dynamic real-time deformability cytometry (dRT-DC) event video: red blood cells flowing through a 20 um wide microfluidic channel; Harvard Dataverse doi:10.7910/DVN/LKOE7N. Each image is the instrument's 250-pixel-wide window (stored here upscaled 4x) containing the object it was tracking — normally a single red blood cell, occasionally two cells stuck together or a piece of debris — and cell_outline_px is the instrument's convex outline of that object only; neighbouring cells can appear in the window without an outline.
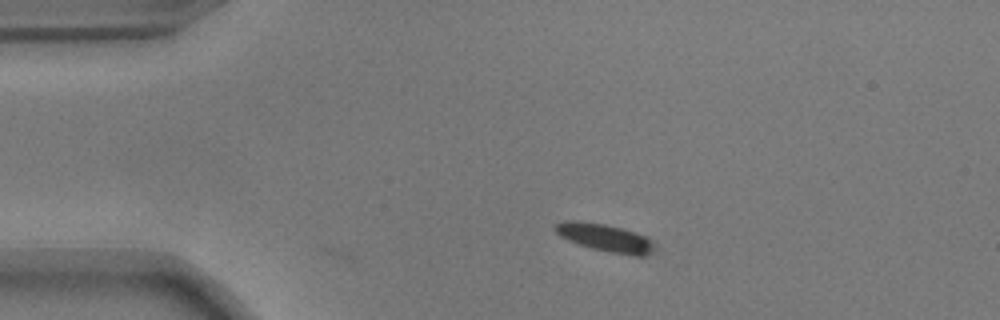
{"species": "common noctule bat (a hibernating species)", "species_latin": "Nyctalus noctula", "temperature_condition": "warm", "stored_images_in_passage": 45, "camera_frame_rate_fps": 3000, "um_per_image_px": 0.085, "animal": {"sex": "male", "body_mass_g": 17.9}, "frame": {"image": 1, "passage_image": 1, "time_ms": 0.0, "image_size_px": [1000, 320], "cell_outline_px": [[656, 252], [644, 256], [636, 256], [612, 252], [592, 248], [568, 240], [560, 236], [556, 232], [556, 224], [564, 220], [568, 220], [604, 224], [620, 228], [648, 236], [656, 244]], "centroid_in_image_um": [51.54, 20.22], "position_along_channel_um": 33.5, "area_um2": 15.95}}
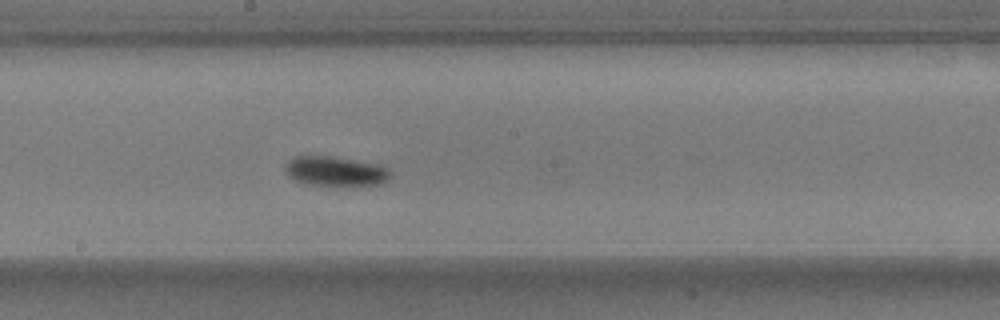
{"frame": {"image": 2, "passage_image": 20, "time_ms": 6.333, "image_size_px": [1000, 320], "cell_outline_px": [[392, 176], [388, 180], [380, 184], [308, 184], [296, 180], [284, 172], [284, 164], [288, 160], [296, 156], [332, 156], [384, 164], [392, 172]], "centroid_in_image_um": [28.55, 14.51], "position_along_channel_um": 219.6, "area_um2": 18.21}}
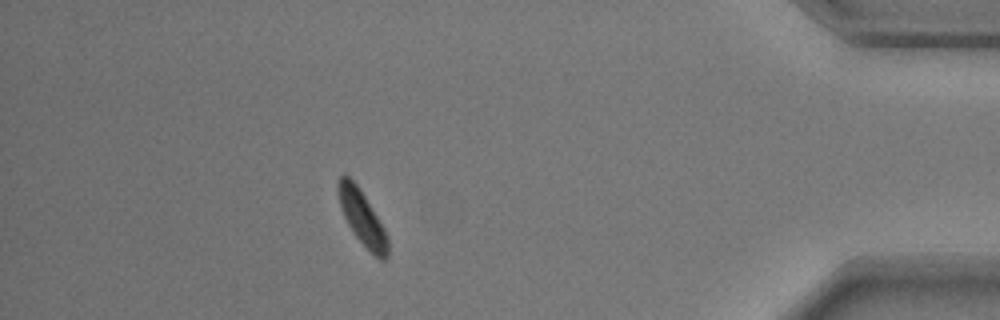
{"frame": {"image": 3, "passage_image": 39, "time_ms": 12.667, "image_size_px": [1000, 320], "cell_outline_px": [[388, 260], [380, 260], [356, 236], [348, 224], [340, 208], [336, 192], [336, 180], [344, 172], [360, 188], [384, 228], [388, 236]], "centroid_in_image_um": [30.75, 18.45], "position_along_channel_um": 404.5, "area_um2": 15.84}, "authors_computed_cell_mechanics": {"area_um2": 17.2244, "velocity_mm_per_s": 3.6577, "shape_relaxation_time_tau1_ms": 1.9753, "shape_relaxation_time_tau2_ms": null, "deformation_change_tau1": 0.1047, "deformation_change_tau2": null}}